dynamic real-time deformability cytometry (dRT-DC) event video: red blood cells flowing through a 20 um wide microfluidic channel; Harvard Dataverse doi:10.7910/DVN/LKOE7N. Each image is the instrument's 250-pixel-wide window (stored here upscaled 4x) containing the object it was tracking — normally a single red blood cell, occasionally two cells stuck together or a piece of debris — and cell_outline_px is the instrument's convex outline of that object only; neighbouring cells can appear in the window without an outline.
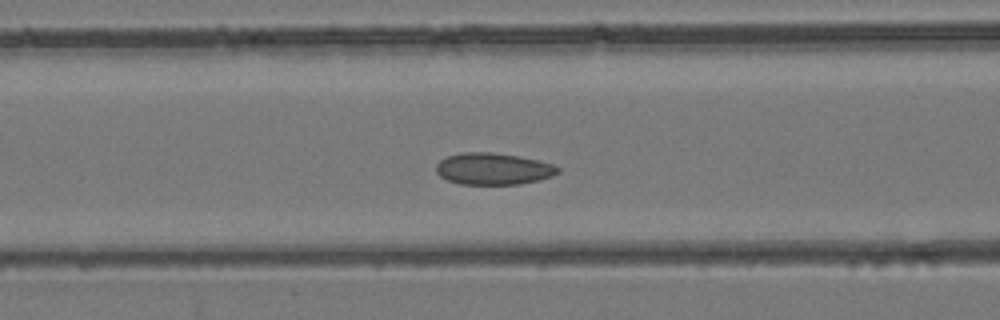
{"species": "common noctule bat (a hibernating species)", "species_latin": "Nyctalus noctula", "temperature_condition": "room temperature", "stored_images_in_passage": 35, "camera_frame_rate_fps": 3000, "um_per_image_px": 0.085, "animal": {"sex": "female", "body_mass_g": 24.6, "forearm_length_mm": 56.2}, "frame": {"image": 1, "passage_image": 10, "time_ms": 3.0, "image_size_px": [1000, 320], "cell_outline_px": [[560, 172], [552, 176], [540, 180], [520, 184], [460, 184], [448, 180], [440, 176], [436, 172], [436, 164], [440, 160], [448, 156], [460, 152], [492, 152], [516, 156], [536, 160], [552, 164], [560, 168]], "centroid_in_image_um": [41.91, 14.35], "position_along_channel_um": 124.7, "area_um2": 22.48}}
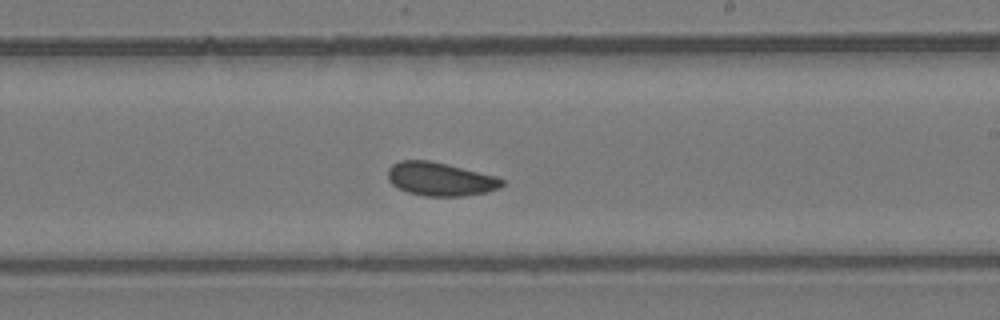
{"frame": {"image": 2, "passage_image": 18, "time_ms": 5.667, "image_size_px": [1000, 320], "cell_outline_px": [[504, 184], [500, 188], [484, 192], [464, 196], [424, 196], [408, 192], [396, 188], [388, 180], [388, 168], [392, 164], [400, 160], [428, 160], [496, 176], [504, 180]], "centroid_in_image_um": [37.38, 15.23], "position_along_channel_um": 251.6, "area_um2": 22.2}}
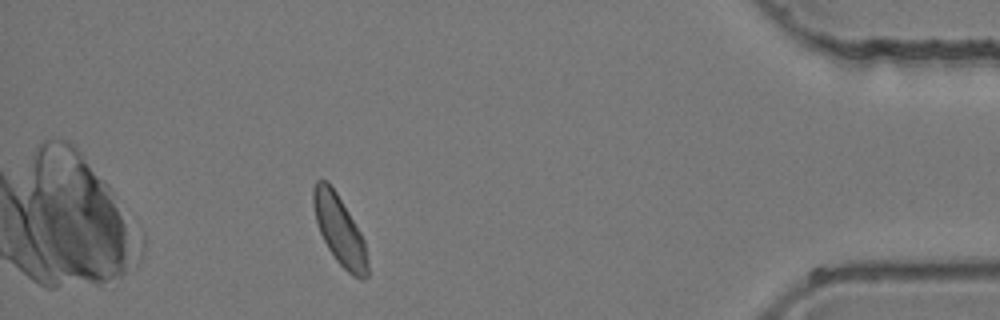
{"frame": {"image": 3, "passage_image": 31, "time_ms": 10.0, "image_size_px": [1000, 320], "cell_outline_px": [[368, 276], [360, 280], [352, 276], [336, 260], [328, 248], [320, 232], [316, 220], [312, 204], [312, 188], [316, 180], [328, 180], [336, 192], [360, 232], [364, 240], [368, 260]], "centroid_in_image_um": [28.85, 19.56], "position_along_channel_um": 406.4, "area_um2": 21.85}}